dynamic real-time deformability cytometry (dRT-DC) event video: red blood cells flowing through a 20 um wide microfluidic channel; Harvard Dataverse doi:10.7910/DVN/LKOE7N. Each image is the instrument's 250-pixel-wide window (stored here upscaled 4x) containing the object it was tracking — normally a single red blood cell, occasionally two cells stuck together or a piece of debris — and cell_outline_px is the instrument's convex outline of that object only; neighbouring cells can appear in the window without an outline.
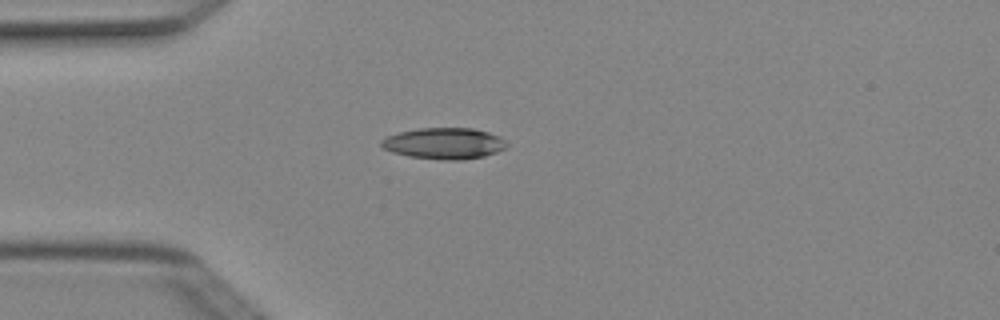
{"species": "Egyptian fruit bat (a non-hibernating species)", "species_latin": "Rousettus aegyptiacus", "temperature_condition": "cold", "stored_images_in_passage": 5, "camera_frame_rate_fps": 3000, "um_per_image_px": 0.085, "animal": {"sex": "female"}, "frame": {"image": 1, "passage_image": 5, "time_ms": 1.333, "image_size_px": [1000, 320], "cell_outline_px": [[508, 144], [504, 148], [496, 152], [484, 156], [460, 160], [444, 160], [408, 156], [392, 152], [384, 148], [380, 144], [380, 140], [388, 136], [400, 132], [416, 128], [472, 128], [488, 132], [500, 136]], "centroid_in_image_um": [37.74, 12.18], "position_along_channel_um": 47.3, "area_um2": 22.77}}